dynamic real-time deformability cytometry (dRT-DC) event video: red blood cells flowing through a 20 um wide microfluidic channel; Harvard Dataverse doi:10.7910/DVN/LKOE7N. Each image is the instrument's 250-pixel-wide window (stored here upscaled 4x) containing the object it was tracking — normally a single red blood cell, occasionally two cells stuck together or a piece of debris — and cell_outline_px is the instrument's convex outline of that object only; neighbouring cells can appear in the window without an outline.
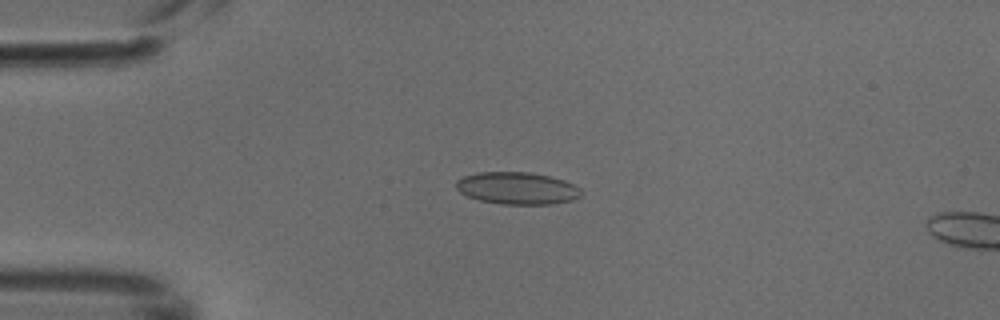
{"species": "common noctule bat (a hibernating species)", "species_latin": "Nyctalus noctula", "temperature_condition": "cold", "stored_images_in_passage": 4, "camera_frame_rate_fps": 3000, "um_per_image_px": 0.085, "animal": {"sex": "male", "body_mass_g": 18.8}, "frame": {"image": 1, "passage_image": 3, "time_ms": 0.667, "image_size_px": [1000, 320], "cell_outline_px": [[580, 196], [572, 200], [548, 204], [500, 204], [480, 200], [468, 196], [460, 192], [456, 188], [456, 180], [464, 176], [480, 172], [532, 172], [564, 180], [580, 188]], "centroid_in_image_um": [43.94, 15.99], "position_along_channel_um": 41.1, "area_um2": 23.29}}